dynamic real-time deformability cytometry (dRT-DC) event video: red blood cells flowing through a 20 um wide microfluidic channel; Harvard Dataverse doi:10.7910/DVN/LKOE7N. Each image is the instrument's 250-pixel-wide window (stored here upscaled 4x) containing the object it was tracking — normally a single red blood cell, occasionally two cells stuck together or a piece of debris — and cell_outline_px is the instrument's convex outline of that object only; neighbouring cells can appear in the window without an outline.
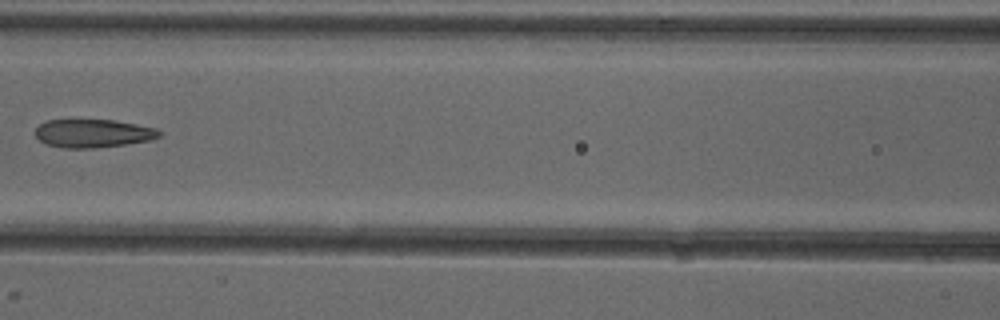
{"species": "common noctule bat (a hibernating species)", "species_latin": "Nyctalus noctula", "temperature_condition": "cold", "stored_images_in_passage": 7, "camera_frame_rate_fps": 3000, "um_per_image_px": 0.085, "animal": {"sex": "female"}, "frame": {"image": 1, "passage_image": 7, "time_ms": 7.667, "image_size_px": [1000, 320], "cell_outline_px": [[160, 136], [152, 140], [96, 148], [64, 148], [44, 144], [36, 136], [36, 128], [44, 120], [116, 120], [156, 128], [160, 132]], "centroid_in_image_um": [7.89, 11.33], "position_along_channel_um": 158.7, "area_um2": 20.46}}